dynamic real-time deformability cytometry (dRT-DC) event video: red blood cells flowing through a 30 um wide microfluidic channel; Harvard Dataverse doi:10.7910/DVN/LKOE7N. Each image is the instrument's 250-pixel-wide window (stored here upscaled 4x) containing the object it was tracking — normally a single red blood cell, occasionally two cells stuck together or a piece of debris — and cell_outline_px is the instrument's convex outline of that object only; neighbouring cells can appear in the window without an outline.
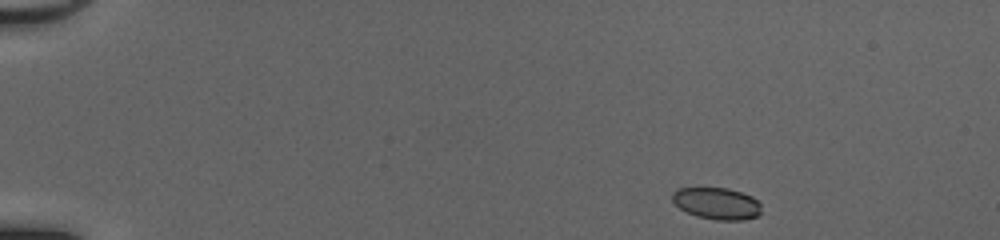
{"species": "common noctule bat (a hibernating species)", "species_latin": "Nyctalus noctula", "temperature_condition": "cold", "stored_images_in_passage": 44, "camera_frame_rate_fps": 3000, "um_per_image_px": 0.085, "animal": {"sex": "female", "body_mass_g": 20.0, "forearm_length_mm": 54.0}, "frame": {"image": 1, "passage_image": 1, "time_ms": 0.0, "image_size_px": [1000, 240], "cell_outline_px": [[760, 212], [756, 216], [744, 220], [716, 220], [696, 216], [680, 208], [672, 200], [672, 192], [676, 188], [728, 188], [752, 196], [760, 204]], "centroid_in_image_um": [60.91, 17.29], "position_along_channel_um": 24.1, "area_um2": 16.42}}
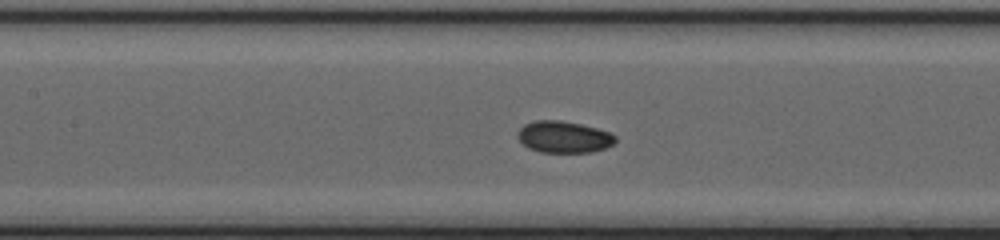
{"frame": {"image": 2, "passage_image": 19, "time_ms": 6.0, "image_size_px": [1000, 240], "cell_outline_px": [[616, 140], [612, 144], [604, 148], [592, 152], [540, 152], [528, 148], [516, 136], [516, 132], [524, 124], [536, 120], [560, 120], [580, 124], [612, 132], [616, 136]], "centroid_in_image_um": [47.91, 11.63], "position_along_channel_um": 159.5, "area_um2": 18.09}}
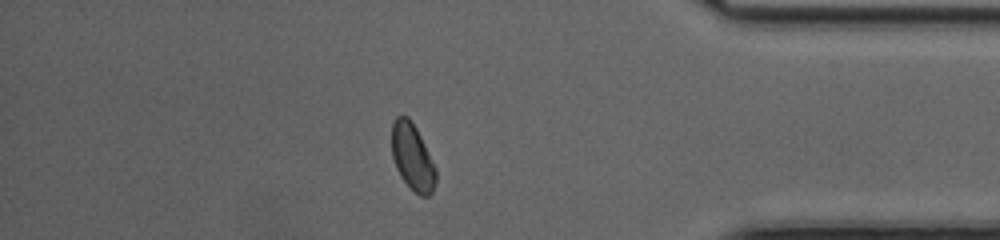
{"frame": {"image": 3, "passage_image": 38, "time_ms": 12.333, "image_size_px": [1000, 240], "cell_outline_px": [[436, 180], [432, 192], [428, 196], [420, 196], [400, 176], [396, 168], [392, 156], [392, 124], [396, 116], [408, 116], [416, 128], [436, 168]], "centroid_in_image_um": [35.05, 13.34], "position_along_channel_um": 400.2, "area_um2": 16.88}, "authors_computed_cell_mechanics": {"area_um2": 17.3111, "velocity_mm_per_s": 4.174, "shape_relaxation_time_tau1_ms": 3.8935, "shape_relaxation_time_tau2_ms": 6.1047, "deformation_change_tau1": 0.0935, "deformation_change_tau2": 0.0767}}